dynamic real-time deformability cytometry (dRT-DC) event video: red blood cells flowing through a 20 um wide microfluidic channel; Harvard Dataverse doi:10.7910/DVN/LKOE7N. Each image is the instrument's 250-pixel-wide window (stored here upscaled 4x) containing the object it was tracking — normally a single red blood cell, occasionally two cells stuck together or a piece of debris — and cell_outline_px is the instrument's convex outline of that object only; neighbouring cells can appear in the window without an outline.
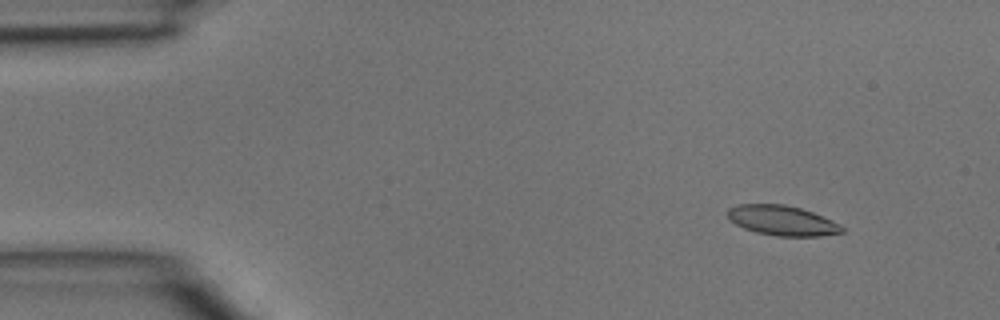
{"species": "common noctule bat (a hibernating species)", "species_latin": "Nyctalus noctula", "temperature_condition": "room temperature", "stored_images_in_passage": 41, "camera_frame_rate_fps": 3000, "um_per_image_px": 0.085, "animal": {"sex": "male", "body_mass_g": 15.6}, "frame": {"image": 1, "passage_image": 1, "time_ms": 0.0, "image_size_px": [1000, 320], "cell_outline_px": [[844, 232], [820, 236], [776, 236], [756, 232], [744, 228], [736, 224], [728, 216], [728, 208], [740, 204], [784, 204], [800, 208], [812, 212], [832, 220], [840, 224], [844, 228]], "centroid_in_image_um": [66.51, 18.74], "position_along_channel_um": 18.5, "area_um2": 19.83}}
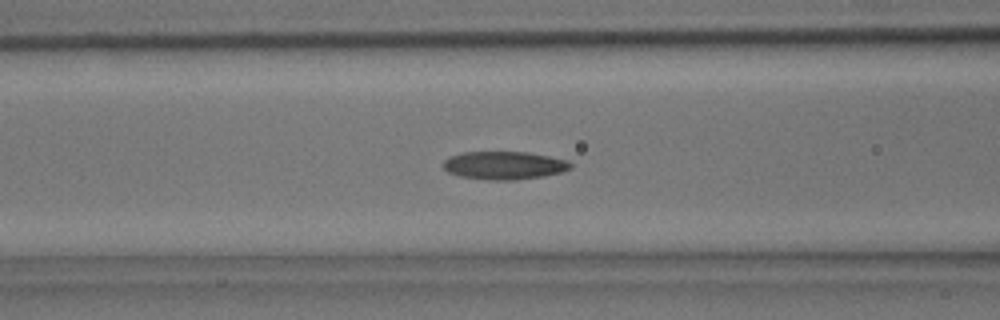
{"frame": {"image": 2, "passage_image": 14, "time_ms": 4.333, "image_size_px": [1000, 320], "cell_outline_px": [[572, 168], [560, 172], [544, 176], [516, 180], [488, 180], [460, 176], [448, 172], [444, 168], [444, 160], [448, 156], [464, 152], [528, 152], [568, 160], [572, 164]], "centroid_in_image_um": [42.86, 14.06], "position_along_channel_um": 123.7, "area_um2": 20.87}}
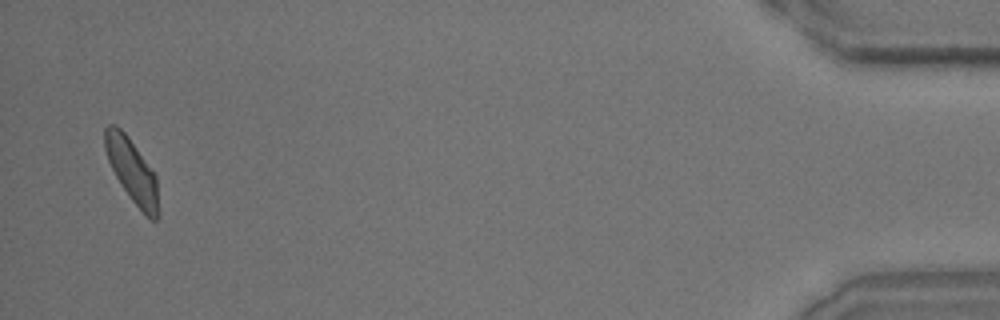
{"frame": {"image": 3, "passage_image": 40, "time_ms": 13.0, "image_size_px": [1000, 320], "cell_outline_px": [[156, 220], [152, 220], [144, 216], [132, 200], [116, 176], [108, 160], [104, 148], [104, 128], [108, 124], [116, 124], [128, 136], [156, 176]], "centroid_in_image_um": [11.16, 14.45], "position_along_channel_um": 424.0, "area_um2": 19.25}}